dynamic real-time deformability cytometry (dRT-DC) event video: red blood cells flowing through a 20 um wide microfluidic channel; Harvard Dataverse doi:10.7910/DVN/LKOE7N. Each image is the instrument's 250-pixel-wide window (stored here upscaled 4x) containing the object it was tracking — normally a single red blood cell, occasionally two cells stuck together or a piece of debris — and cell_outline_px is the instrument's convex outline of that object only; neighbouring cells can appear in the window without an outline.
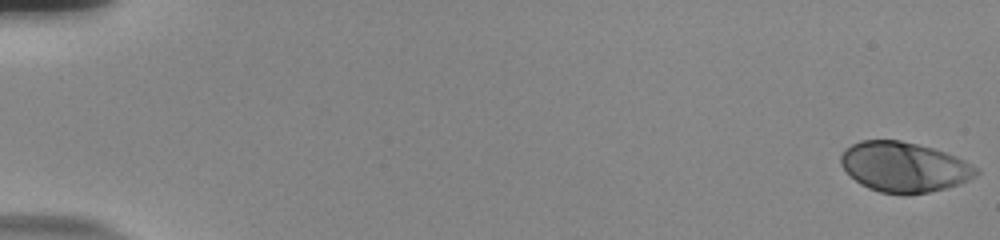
{"species": "human", "species_latin": "Homo sapiens", "temperature_condition": "room temperature", "stored_images_in_passage": 52, "camera_frame_rate_fps": 3000, "um_per_image_px": 0.085, "donor": {"sex": "male"}, "frame": {"image": 1, "passage_image": 1, "time_ms": 0.0, "image_size_px": [1000, 240], "cell_outline_px": [[980, 172], [976, 176], [968, 180], [944, 188], [928, 192], [908, 196], [904, 196], [880, 192], [868, 188], [860, 184], [840, 164], [840, 156], [844, 148], [860, 140], [900, 140], [932, 148], [956, 156], [964, 160], [976, 168]], "centroid_in_image_um": [76.82, 14.2], "position_along_channel_um": 8.2, "area_um2": 39.48}}
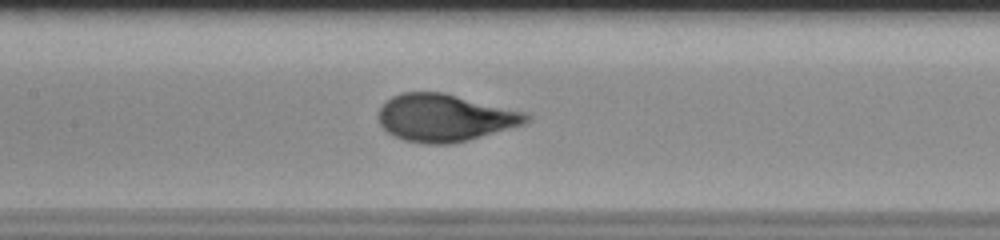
{"frame": {"image": 2, "passage_image": 29, "time_ms": 9.333, "image_size_px": [1000, 240], "cell_outline_px": [[532, 116], [524, 124], [468, 140], [452, 144], [424, 144], [404, 140], [388, 132], [380, 124], [376, 116], [380, 108], [392, 96], [404, 92], [444, 92], [524, 112]], "centroid_in_image_um": [37.79, 10.01], "position_along_channel_um": 169.6, "area_um2": 40.63}}
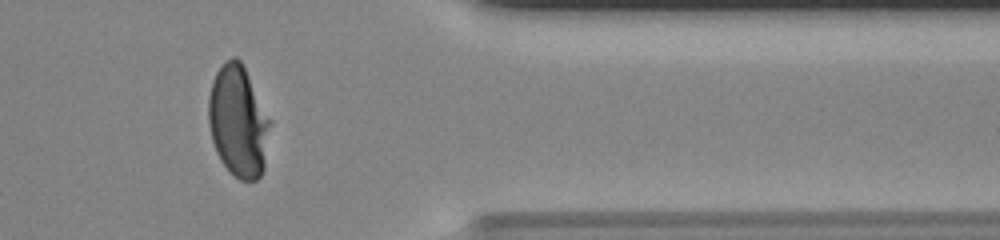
{"frame": {"image": 3, "passage_image": 48, "time_ms": 15.667, "image_size_px": [1000, 240], "cell_outline_px": [[272, 120], [264, 168], [260, 176], [256, 180], [240, 180], [220, 160], [216, 152], [212, 140], [208, 124], [208, 100], [212, 80], [216, 72], [232, 56], [236, 56], [240, 60]], "centroid_in_image_um": [20.26, 10.32], "position_along_channel_um": 391.1, "area_um2": 40.06}}